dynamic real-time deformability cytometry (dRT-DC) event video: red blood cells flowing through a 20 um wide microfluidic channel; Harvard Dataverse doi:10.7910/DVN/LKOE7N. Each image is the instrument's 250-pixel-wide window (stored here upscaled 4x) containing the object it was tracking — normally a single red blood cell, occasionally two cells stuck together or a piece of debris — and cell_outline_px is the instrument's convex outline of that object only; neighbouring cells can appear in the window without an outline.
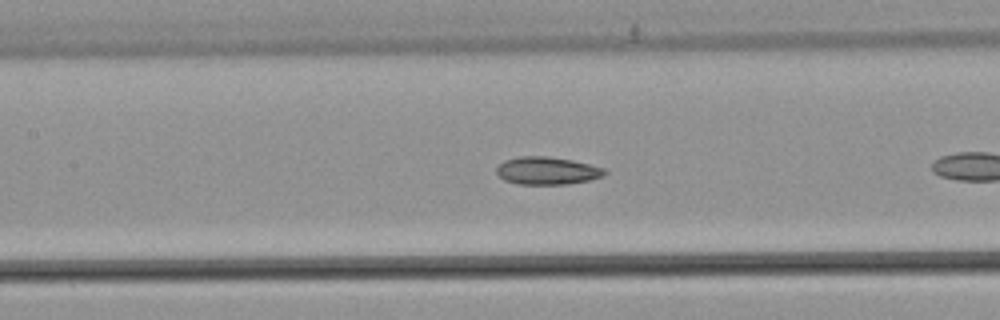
{"species": "common noctule bat (a hibernating species)", "species_latin": "Nyctalus noctula", "temperature_condition": "warm", "stored_images_in_passage": 17, "camera_frame_rate_fps": 3000, "um_per_image_px": 0.085, "animal": {"sex": "male", "body_mass_g": 21.5, "forearm_length_mm": 52.0}, "frame": {"image": 1, "passage_image": 10, "time_ms": 3.0, "image_size_px": [1000, 320], "cell_outline_px": [[608, 172], [604, 176], [588, 180], [568, 184], [516, 184], [504, 180], [496, 172], [496, 168], [504, 160], [520, 156], [548, 156], [572, 160], [604, 168]], "centroid_in_image_um": [46.5, 14.51], "position_along_channel_um": 160.9, "area_um2": 17.46}}